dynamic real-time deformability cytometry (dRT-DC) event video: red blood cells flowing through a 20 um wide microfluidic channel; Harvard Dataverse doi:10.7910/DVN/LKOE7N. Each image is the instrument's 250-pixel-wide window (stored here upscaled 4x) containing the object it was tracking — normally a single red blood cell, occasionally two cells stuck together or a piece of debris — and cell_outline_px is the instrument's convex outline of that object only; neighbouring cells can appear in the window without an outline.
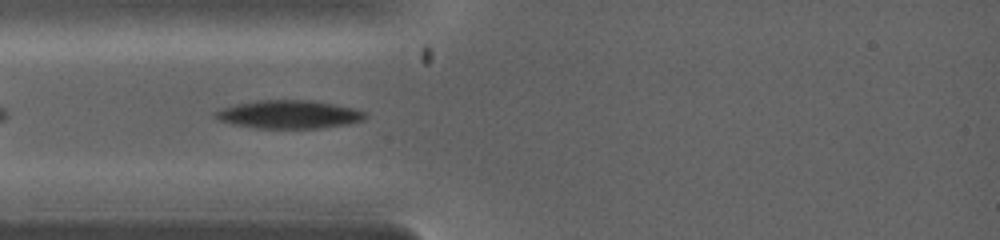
{"species": "common noctule bat (a hibernating species)", "species_latin": "Nyctalus noctula", "temperature_condition": "warm", "stored_images_in_passage": 37, "camera_frame_rate_fps": 5000, "um_per_image_px": 0.085, "animal": {"sex": "female", "body_mass_g": 19.0, "forearm_length_mm": 53.3}, "frame": {"image": 1, "passage_image": 4, "time_ms": 0.8, "image_size_px": [1000, 240], "cell_outline_px": [[368, 116], [364, 120], [348, 124], [316, 128], [256, 128], [232, 124], [220, 120], [212, 112], [236, 104], [260, 100], [312, 100], [352, 108], [368, 112]], "centroid_in_image_um": [24.6, 9.72], "position_along_channel_um": 60.4, "area_um2": 24.51}}
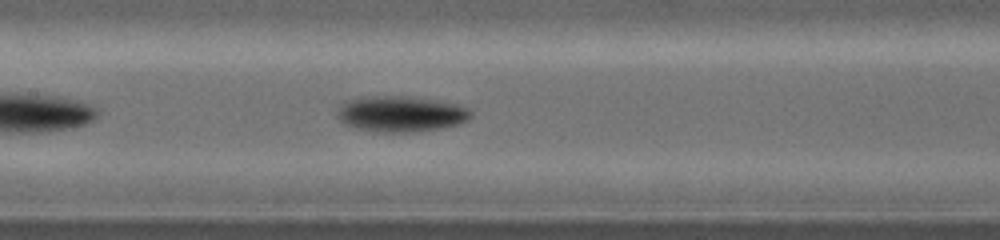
{"frame": {"image": 2, "passage_image": 11, "time_ms": 2.8, "image_size_px": [1000, 240], "cell_outline_px": [[472, 116], [468, 120], [460, 124], [440, 128], [416, 132], [372, 132], [356, 128], [344, 124], [336, 116], [340, 108], [348, 100], [372, 96], [400, 96], [432, 100], [456, 104], [472, 112]], "centroid_in_image_um": [34.06, 9.71], "position_along_channel_um": 173.3, "area_um2": 27.57}}
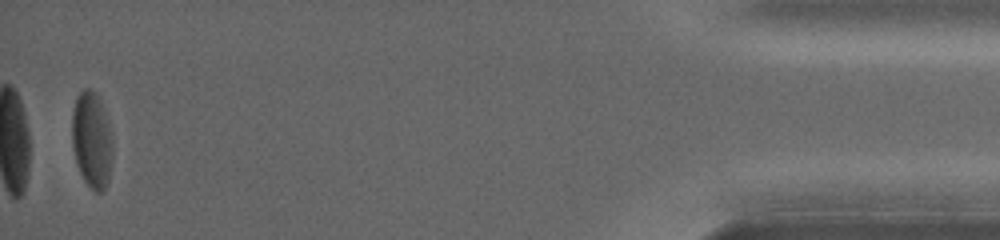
{"frame": {"image": 3, "passage_image": 35, "time_ms": 9.2, "image_size_px": [1000, 240], "cell_outline_px": [[112, 160], [108, 180], [104, 188], [100, 192], [96, 192], [84, 180], [76, 164], [72, 144], [72, 112], [76, 96], [84, 88], [92, 88], [96, 92], [100, 100], [112, 132]], "centroid_in_image_um": [7.8, 11.85], "position_along_channel_um": 427.4, "area_um2": 22.95}}